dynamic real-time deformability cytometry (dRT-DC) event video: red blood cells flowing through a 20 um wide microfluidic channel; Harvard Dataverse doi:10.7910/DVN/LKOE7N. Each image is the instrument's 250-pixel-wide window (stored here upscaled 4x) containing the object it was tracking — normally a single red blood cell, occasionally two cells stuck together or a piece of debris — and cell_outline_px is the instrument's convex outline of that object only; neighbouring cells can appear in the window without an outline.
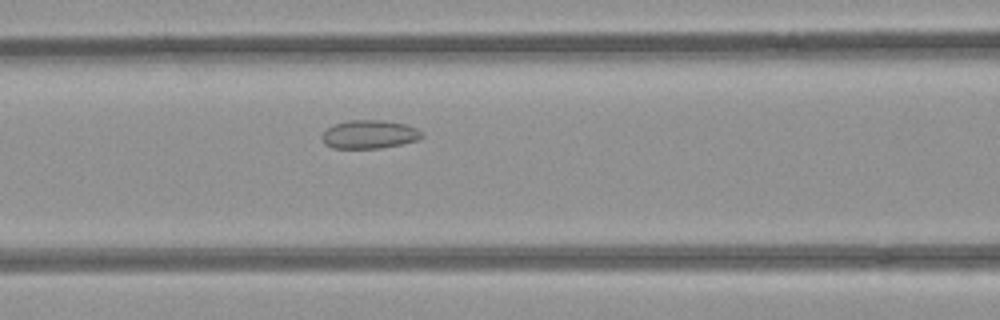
{"species": "common noctule bat (a hibernating species)", "species_latin": "Nyctalus noctula", "temperature_condition": "room temperature", "stored_images_in_passage": 5, "camera_frame_rate_fps": 3000, "um_per_image_px": 0.085, "animal": {"sex": "female", "body_mass_g": 21.9}, "frame": {"image": 1, "passage_image": 5, "time_ms": 1.333, "image_size_px": [1000, 320], "cell_outline_px": [[424, 136], [420, 140], [380, 148], [332, 148], [324, 144], [320, 136], [328, 128], [336, 124], [348, 120], [384, 120], [404, 124], [416, 128]], "centroid_in_image_um": [31.39, 11.42], "position_along_channel_um": 135.2, "area_um2": 16.53}}